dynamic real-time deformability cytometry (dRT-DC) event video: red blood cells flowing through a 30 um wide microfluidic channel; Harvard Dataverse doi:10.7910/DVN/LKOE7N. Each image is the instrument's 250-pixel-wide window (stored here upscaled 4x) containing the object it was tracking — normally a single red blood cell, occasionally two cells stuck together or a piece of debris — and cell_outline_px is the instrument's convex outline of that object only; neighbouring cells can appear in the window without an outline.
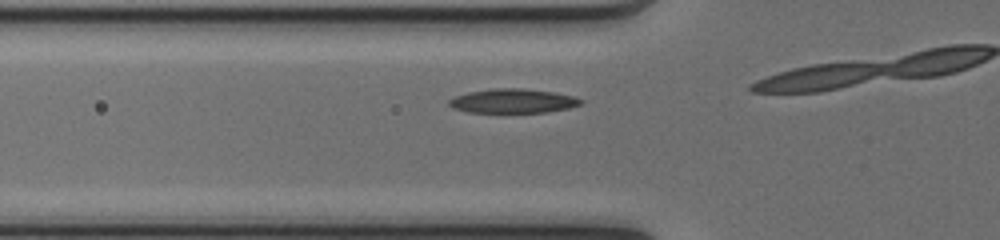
{"species": "common noctule bat (a hibernating species)", "species_latin": "Nyctalus noctula", "temperature_condition": "cold", "stored_images_in_passage": 7, "camera_frame_rate_fps": 3000, "um_per_image_px": 0.085, "animal": {"sex": "female", "body_mass_g": 17.0, "forearm_length_mm": 48.0}, "frame": {"image": 1, "passage_image": 5, "time_ms": 1.333, "image_size_px": [1000, 240], "cell_outline_px": [[584, 100], [580, 104], [568, 108], [548, 112], [468, 112], [452, 108], [448, 104], [448, 100], [452, 96], [468, 92], [492, 88], [524, 88], [556, 92], [576, 96]], "centroid_in_image_um": [43.59, 8.57], "position_along_channel_um": 82.2, "area_um2": 18.84}}